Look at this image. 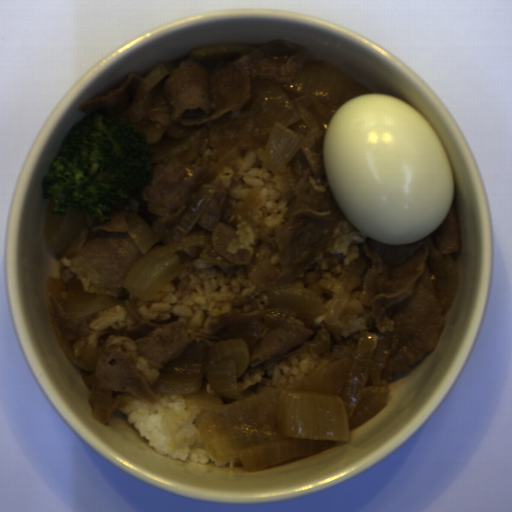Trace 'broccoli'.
I'll list each match as a JSON object with an SVG mask.
<instances>
[{
  "label": "broccoli",
  "instance_id": "broccoli-1",
  "mask_svg": "<svg viewBox=\"0 0 512 512\" xmlns=\"http://www.w3.org/2000/svg\"><path fill=\"white\" fill-rule=\"evenodd\" d=\"M152 150L146 135L105 111L74 122L42 183L54 214L75 210L107 222L109 212L149 186Z\"/></svg>",
  "mask_w": 512,
  "mask_h": 512
}]
</instances>
